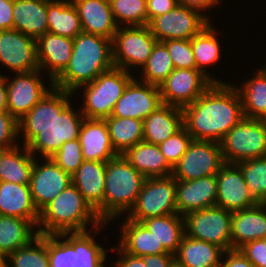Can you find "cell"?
I'll list each match as a JSON object with an SVG mask.
<instances>
[{
  "label": "cell",
  "mask_w": 266,
  "mask_h": 267,
  "mask_svg": "<svg viewBox=\"0 0 266 267\" xmlns=\"http://www.w3.org/2000/svg\"><path fill=\"white\" fill-rule=\"evenodd\" d=\"M146 5L148 25L153 18L171 11L177 5V0H146Z\"/></svg>",
  "instance_id": "cell-50"
},
{
  "label": "cell",
  "mask_w": 266,
  "mask_h": 267,
  "mask_svg": "<svg viewBox=\"0 0 266 267\" xmlns=\"http://www.w3.org/2000/svg\"><path fill=\"white\" fill-rule=\"evenodd\" d=\"M224 252L215 244L184 235L174 259L185 267H220Z\"/></svg>",
  "instance_id": "cell-33"
},
{
  "label": "cell",
  "mask_w": 266,
  "mask_h": 267,
  "mask_svg": "<svg viewBox=\"0 0 266 267\" xmlns=\"http://www.w3.org/2000/svg\"><path fill=\"white\" fill-rule=\"evenodd\" d=\"M106 162L84 160L71 175L72 184L84 200L96 211L104 200Z\"/></svg>",
  "instance_id": "cell-29"
},
{
  "label": "cell",
  "mask_w": 266,
  "mask_h": 267,
  "mask_svg": "<svg viewBox=\"0 0 266 267\" xmlns=\"http://www.w3.org/2000/svg\"><path fill=\"white\" fill-rule=\"evenodd\" d=\"M162 43L167 47L175 68L196 69L190 40L170 39Z\"/></svg>",
  "instance_id": "cell-46"
},
{
  "label": "cell",
  "mask_w": 266,
  "mask_h": 267,
  "mask_svg": "<svg viewBox=\"0 0 266 267\" xmlns=\"http://www.w3.org/2000/svg\"><path fill=\"white\" fill-rule=\"evenodd\" d=\"M109 223H102L93 230L83 232H64L60 235L74 248L75 250V267H107V257L111 247L97 242L95 237L99 235L103 229L107 228ZM93 231V233H92ZM107 260V262H106ZM106 262V264H105Z\"/></svg>",
  "instance_id": "cell-21"
},
{
  "label": "cell",
  "mask_w": 266,
  "mask_h": 267,
  "mask_svg": "<svg viewBox=\"0 0 266 267\" xmlns=\"http://www.w3.org/2000/svg\"><path fill=\"white\" fill-rule=\"evenodd\" d=\"M110 251L118 254L110 267H146L143 257L127 254L117 244L112 246Z\"/></svg>",
  "instance_id": "cell-49"
},
{
  "label": "cell",
  "mask_w": 266,
  "mask_h": 267,
  "mask_svg": "<svg viewBox=\"0 0 266 267\" xmlns=\"http://www.w3.org/2000/svg\"><path fill=\"white\" fill-rule=\"evenodd\" d=\"M169 267H185L182 264L178 263L175 259L172 261Z\"/></svg>",
  "instance_id": "cell-56"
},
{
  "label": "cell",
  "mask_w": 266,
  "mask_h": 267,
  "mask_svg": "<svg viewBox=\"0 0 266 267\" xmlns=\"http://www.w3.org/2000/svg\"><path fill=\"white\" fill-rule=\"evenodd\" d=\"M0 215L20 217L37 227L40 212L33 202L30 186L1 181Z\"/></svg>",
  "instance_id": "cell-26"
},
{
  "label": "cell",
  "mask_w": 266,
  "mask_h": 267,
  "mask_svg": "<svg viewBox=\"0 0 266 267\" xmlns=\"http://www.w3.org/2000/svg\"><path fill=\"white\" fill-rule=\"evenodd\" d=\"M251 77L241 85L237 83L233 86L237 89L241 102L243 115L246 118L266 119V64L259 66L252 71Z\"/></svg>",
  "instance_id": "cell-31"
},
{
  "label": "cell",
  "mask_w": 266,
  "mask_h": 267,
  "mask_svg": "<svg viewBox=\"0 0 266 267\" xmlns=\"http://www.w3.org/2000/svg\"><path fill=\"white\" fill-rule=\"evenodd\" d=\"M219 33L222 32L216 29L214 23L211 22L199 34L192 37L190 41L196 62V69L200 70L213 83H227V81H222L223 79H220L215 76V73L212 74L208 70L212 66L214 68L215 64H220L223 58V46Z\"/></svg>",
  "instance_id": "cell-25"
},
{
  "label": "cell",
  "mask_w": 266,
  "mask_h": 267,
  "mask_svg": "<svg viewBox=\"0 0 266 267\" xmlns=\"http://www.w3.org/2000/svg\"><path fill=\"white\" fill-rule=\"evenodd\" d=\"M182 127V108L162 104L143 120V141L159 145Z\"/></svg>",
  "instance_id": "cell-28"
},
{
  "label": "cell",
  "mask_w": 266,
  "mask_h": 267,
  "mask_svg": "<svg viewBox=\"0 0 266 267\" xmlns=\"http://www.w3.org/2000/svg\"><path fill=\"white\" fill-rule=\"evenodd\" d=\"M118 27L146 26V0H109Z\"/></svg>",
  "instance_id": "cell-41"
},
{
  "label": "cell",
  "mask_w": 266,
  "mask_h": 267,
  "mask_svg": "<svg viewBox=\"0 0 266 267\" xmlns=\"http://www.w3.org/2000/svg\"><path fill=\"white\" fill-rule=\"evenodd\" d=\"M49 265L52 267H75V250L60 235H48Z\"/></svg>",
  "instance_id": "cell-43"
},
{
  "label": "cell",
  "mask_w": 266,
  "mask_h": 267,
  "mask_svg": "<svg viewBox=\"0 0 266 267\" xmlns=\"http://www.w3.org/2000/svg\"><path fill=\"white\" fill-rule=\"evenodd\" d=\"M35 157L25 145L0 152V182L29 185Z\"/></svg>",
  "instance_id": "cell-34"
},
{
  "label": "cell",
  "mask_w": 266,
  "mask_h": 267,
  "mask_svg": "<svg viewBox=\"0 0 266 267\" xmlns=\"http://www.w3.org/2000/svg\"><path fill=\"white\" fill-rule=\"evenodd\" d=\"M105 121L112 147L118 155L143 141V120L110 116Z\"/></svg>",
  "instance_id": "cell-38"
},
{
  "label": "cell",
  "mask_w": 266,
  "mask_h": 267,
  "mask_svg": "<svg viewBox=\"0 0 266 267\" xmlns=\"http://www.w3.org/2000/svg\"><path fill=\"white\" fill-rule=\"evenodd\" d=\"M156 42L148 25L118 27L112 39L114 67L136 75L146 64Z\"/></svg>",
  "instance_id": "cell-8"
},
{
  "label": "cell",
  "mask_w": 266,
  "mask_h": 267,
  "mask_svg": "<svg viewBox=\"0 0 266 267\" xmlns=\"http://www.w3.org/2000/svg\"><path fill=\"white\" fill-rule=\"evenodd\" d=\"M239 250L255 267H266V238L247 242Z\"/></svg>",
  "instance_id": "cell-48"
},
{
  "label": "cell",
  "mask_w": 266,
  "mask_h": 267,
  "mask_svg": "<svg viewBox=\"0 0 266 267\" xmlns=\"http://www.w3.org/2000/svg\"><path fill=\"white\" fill-rule=\"evenodd\" d=\"M123 156L146 178L167 177L173 173V168L165 160L159 146L156 144L139 142L129 148Z\"/></svg>",
  "instance_id": "cell-32"
},
{
  "label": "cell",
  "mask_w": 266,
  "mask_h": 267,
  "mask_svg": "<svg viewBox=\"0 0 266 267\" xmlns=\"http://www.w3.org/2000/svg\"><path fill=\"white\" fill-rule=\"evenodd\" d=\"M38 235L36 227L16 216L0 215V258L27 245Z\"/></svg>",
  "instance_id": "cell-35"
},
{
  "label": "cell",
  "mask_w": 266,
  "mask_h": 267,
  "mask_svg": "<svg viewBox=\"0 0 266 267\" xmlns=\"http://www.w3.org/2000/svg\"><path fill=\"white\" fill-rule=\"evenodd\" d=\"M48 32L74 39L82 32L77 9L71 0H47Z\"/></svg>",
  "instance_id": "cell-37"
},
{
  "label": "cell",
  "mask_w": 266,
  "mask_h": 267,
  "mask_svg": "<svg viewBox=\"0 0 266 267\" xmlns=\"http://www.w3.org/2000/svg\"><path fill=\"white\" fill-rule=\"evenodd\" d=\"M217 177L209 175L189 181H176V208L180 215L216 206Z\"/></svg>",
  "instance_id": "cell-19"
},
{
  "label": "cell",
  "mask_w": 266,
  "mask_h": 267,
  "mask_svg": "<svg viewBox=\"0 0 266 267\" xmlns=\"http://www.w3.org/2000/svg\"><path fill=\"white\" fill-rule=\"evenodd\" d=\"M183 127L193 140L220 142L244 118L237 89L230 83L212 85L182 108Z\"/></svg>",
  "instance_id": "cell-2"
},
{
  "label": "cell",
  "mask_w": 266,
  "mask_h": 267,
  "mask_svg": "<svg viewBox=\"0 0 266 267\" xmlns=\"http://www.w3.org/2000/svg\"><path fill=\"white\" fill-rule=\"evenodd\" d=\"M220 267H255L239 249L224 252Z\"/></svg>",
  "instance_id": "cell-52"
},
{
  "label": "cell",
  "mask_w": 266,
  "mask_h": 267,
  "mask_svg": "<svg viewBox=\"0 0 266 267\" xmlns=\"http://www.w3.org/2000/svg\"><path fill=\"white\" fill-rule=\"evenodd\" d=\"M36 41L39 70L54 80L71 59L73 39L46 32Z\"/></svg>",
  "instance_id": "cell-20"
},
{
  "label": "cell",
  "mask_w": 266,
  "mask_h": 267,
  "mask_svg": "<svg viewBox=\"0 0 266 267\" xmlns=\"http://www.w3.org/2000/svg\"><path fill=\"white\" fill-rule=\"evenodd\" d=\"M0 65L12 73L39 69L36 39L14 29L0 31Z\"/></svg>",
  "instance_id": "cell-15"
},
{
  "label": "cell",
  "mask_w": 266,
  "mask_h": 267,
  "mask_svg": "<svg viewBox=\"0 0 266 267\" xmlns=\"http://www.w3.org/2000/svg\"><path fill=\"white\" fill-rule=\"evenodd\" d=\"M141 223L153 233L158 244L171 254H175L182 238L185 235V223L183 215L178 213L150 217Z\"/></svg>",
  "instance_id": "cell-36"
},
{
  "label": "cell",
  "mask_w": 266,
  "mask_h": 267,
  "mask_svg": "<svg viewBox=\"0 0 266 267\" xmlns=\"http://www.w3.org/2000/svg\"><path fill=\"white\" fill-rule=\"evenodd\" d=\"M176 180L173 176L146 178L126 217L141 222L150 217L176 214Z\"/></svg>",
  "instance_id": "cell-9"
},
{
  "label": "cell",
  "mask_w": 266,
  "mask_h": 267,
  "mask_svg": "<svg viewBox=\"0 0 266 267\" xmlns=\"http://www.w3.org/2000/svg\"><path fill=\"white\" fill-rule=\"evenodd\" d=\"M219 144L224 162L228 164L266 157V122L244 117Z\"/></svg>",
  "instance_id": "cell-7"
},
{
  "label": "cell",
  "mask_w": 266,
  "mask_h": 267,
  "mask_svg": "<svg viewBox=\"0 0 266 267\" xmlns=\"http://www.w3.org/2000/svg\"><path fill=\"white\" fill-rule=\"evenodd\" d=\"M232 212L213 206L185 214V235L232 250L231 244Z\"/></svg>",
  "instance_id": "cell-11"
},
{
  "label": "cell",
  "mask_w": 266,
  "mask_h": 267,
  "mask_svg": "<svg viewBox=\"0 0 266 267\" xmlns=\"http://www.w3.org/2000/svg\"><path fill=\"white\" fill-rule=\"evenodd\" d=\"M0 267H2V259L0 258Z\"/></svg>",
  "instance_id": "cell-57"
},
{
  "label": "cell",
  "mask_w": 266,
  "mask_h": 267,
  "mask_svg": "<svg viewBox=\"0 0 266 267\" xmlns=\"http://www.w3.org/2000/svg\"><path fill=\"white\" fill-rule=\"evenodd\" d=\"M192 140L191 135L182 127L173 136L167 138L158 146L165 160L173 168L187 151Z\"/></svg>",
  "instance_id": "cell-45"
},
{
  "label": "cell",
  "mask_w": 266,
  "mask_h": 267,
  "mask_svg": "<svg viewBox=\"0 0 266 267\" xmlns=\"http://www.w3.org/2000/svg\"><path fill=\"white\" fill-rule=\"evenodd\" d=\"M225 164L218 142L192 140L187 151L173 167L176 181H189L216 175Z\"/></svg>",
  "instance_id": "cell-12"
},
{
  "label": "cell",
  "mask_w": 266,
  "mask_h": 267,
  "mask_svg": "<svg viewBox=\"0 0 266 267\" xmlns=\"http://www.w3.org/2000/svg\"><path fill=\"white\" fill-rule=\"evenodd\" d=\"M19 144L18 121L9 112L0 113V149H10Z\"/></svg>",
  "instance_id": "cell-47"
},
{
  "label": "cell",
  "mask_w": 266,
  "mask_h": 267,
  "mask_svg": "<svg viewBox=\"0 0 266 267\" xmlns=\"http://www.w3.org/2000/svg\"><path fill=\"white\" fill-rule=\"evenodd\" d=\"M73 96V92L53 87L18 121L19 142L34 157L50 158L65 142L79 139L85 117L80 105L72 106Z\"/></svg>",
  "instance_id": "cell-1"
},
{
  "label": "cell",
  "mask_w": 266,
  "mask_h": 267,
  "mask_svg": "<svg viewBox=\"0 0 266 267\" xmlns=\"http://www.w3.org/2000/svg\"><path fill=\"white\" fill-rule=\"evenodd\" d=\"M253 197L266 203V157L254 158L236 164Z\"/></svg>",
  "instance_id": "cell-42"
},
{
  "label": "cell",
  "mask_w": 266,
  "mask_h": 267,
  "mask_svg": "<svg viewBox=\"0 0 266 267\" xmlns=\"http://www.w3.org/2000/svg\"><path fill=\"white\" fill-rule=\"evenodd\" d=\"M102 223L81 192L70 184L40 211L36 229L40 235H51L93 230Z\"/></svg>",
  "instance_id": "cell-4"
},
{
  "label": "cell",
  "mask_w": 266,
  "mask_h": 267,
  "mask_svg": "<svg viewBox=\"0 0 266 267\" xmlns=\"http://www.w3.org/2000/svg\"><path fill=\"white\" fill-rule=\"evenodd\" d=\"M77 9L82 32L113 39L118 29L109 0H71Z\"/></svg>",
  "instance_id": "cell-22"
},
{
  "label": "cell",
  "mask_w": 266,
  "mask_h": 267,
  "mask_svg": "<svg viewBox=\"0 0 266 267\" xmlns=\"http://www.w3.org/2000/svg\"><path fill=\"white\" fill-rule=\"evenodd\" d=\"M4 76L7 85V109L17 121L21 120L54 87L53 80L39 69L15 73L13 77L9 76L10 78L8 75Z\"/></svg>",
  "instance_id": "cell-10"
},
{
  "label": "cell",
  "mask_w": 266,
  "mask_h": 267,
  "mask_svg": "<svg viewBox=\"0 0 266 267\" xmlns=\"http://www.w3.org/2000/svg\"><path fill=\"white\" fill-rule=\"evenodd\" d=\"M145 180L146 177L138 172L123 155L107 161L104 200L95 211L98 218L110 225L117 218L122 221V216L127 215L134 206Z\"/></svg>",
  "instance_id": "cell-5"
},
{
  "label": "cell",
  "mask_w": 266,
  "mask_h": 267,
  "mask_svg": "<svg viewBox=\"0 0 266 267\" xmlns=\"http://www.w3.org/2000/svg\"><path fill=\"white\" fill-rule=\"evenodd\" d=\"M79 141L84 160L107 162L118 156L112 147L105 119L84 118Z\"/></svg>",
  "instance_id": "cell-24"
},
{
  "label": "cell",
  "mask_w": 266,
  "mask_h": 267,
  "mask_svg": "<svg viewBox=\"0 0 266 267\" xmlns=\"http://www.w3.org/2000/svg\"><path fill=\"white\" fill-rule=\"evenodd\" d=\"M212 83L198 69L175 68L158 88L162 104L183 108L198 99Z\"/></svg>",
  "instance_id": "cell-14"
},
{
  "label": "cell",
  "mask_w": 266,
  "mask_h": 267,
  "mask_svg": "<svg viewBox=\"0 0 266 267\" xmlns=\"http://www.w3.org/2000/svg\"><path fill=\"white\" fill-rule=\"evenodd\" d=\"M117 227H120L117 245L125 253L141 257L168 253L141 222L133 221L125 216Z\"/></svg>",
  "instance_id": "cell-27"
},
{
  "label": "cell",
  "mask_w": 266,
  "mask_h": 267,
  "mask_svg": "<svg viewBox=\"0 0 266 267\" xmlns=\"http://www.w3.org/2000/svg\"><path fill=\"white\" fill-rule=\"evenodd\" d=\"M13 0H0V31L13 29Z\"/></svg>",
  "instance_id": "cell-53"
},
{
  "label": "cell",
  "mask_w": 266,
  "mask_h": 267,
  "mask_svg": "<svg viewBox=\"0 0 266 267\" xmlns=\"http://www.w3.org/2000/svg\"><path fill=\"white\" fill-rule=\"evenodd\" d=\"M135 74L121 68L112 69L101 73L93 82L81 85L74 92L83 93L79 109L87 119H105L110 117L117 100L122 96L128 83Z\"/></svg>",
  "instance_id": "cell-6"
},
{
  "label": "cell",
  "mask_w": 266,
  "mask_h": 267,
  "mask_svg": "<svg viewBox=\"0 0 266 267\" xmlns=\"http://www.w3.org/2000/svg\"><path fill=\"white\" fill-rule=\"evenodd\" d=\"M221 2H223V0H177L178 5H182L187 8H191L201 12L211 22H214L212 20L213 18L210 16L211 14L210 13L208 14L207 12H210L209 10L212 8L217 9L216 6H221L222 4Z\"/></svg>",
  "instance_id": "cell-51"
},
{
  "label": "cell",
  "mask_w": 266,
  "mask_h": 267,
  "mask_svg": "<svg viewBox=\"0 0 266 267\" xmlns=\"http://www.w3.org/2000/svg\"><path fill=\"white\" fill-rule=\"evenodd\" d=\"M64 172L74 174L83 163L82 147L79 139L67 141L50 157Z\"/></svg>",
  "instance_id": "cell-44"
},
{
  "label": "cell",
  "mask_w": 266,
  "mask_h": 267,
  "mask_svg": "<svg viewBox=\"0 0 266 267\" xmlns=\"http://www.w3.org/2000/svg\"><path fill=\"white\" fill-rule=\"evenodd\" d=\"M160 105L162 100L158 86L134 77L117 100L111 116L144 120Z\"/></svg>",
  "instance_id": "cell-17"
},
{
  "label": "cell",
  "mask_w": 266,
  "mask_h": 267,
  "mask_svg": "<svg viewBox=\"0 0 266 267\" xmlns=\"http://www.w3.org/2000/svg\"><path fill=\"white\" fill-rule=\"evenodd\" d=\"M114 67L112 40L81 32L73 39L72 56L66 68L53 80L54 88L74 92Z\"/></svg>",
  "instance_id": "cell-3"
},
{
  "label": "cell",
  "mask_w": 266,
  "mask_h": 267,
  "mask_svg": "<svg viewBox=\"0 0 266 267\" xmlns=\"http://www.w3.org/2000/svg\"><path fill=\"white\" fill-rule=\"evenodd\" d=\"M70 184L71 175L64 172L51 158L35 157L29 186L39 212Z\"/></svg>",
  "instance_id": "cell-16"
},
{
  "label": "cell",
  "mask_w": 266,
  "mask_h": 267,
  "mask_svg": "<svg viewBox=\"0 0 266 267\" xmlns=\"http://www.w3.org/2000/svg\"><path fill=\"white\" fill-rule=\"evenodd\" d=\"M266 238V203L232 212L231 244L239 249L245 243Z\"/></svg>",
  "instance_id": "cell-23"
},
{
  "label": "cell",
  "mask_w": 266,
  "mask_h": 267,
  "mask_svg": "<svg viewBox=\"0 0 266 267\" xmlns=\"http://www.w3.org/2000/svg\"><path fill=\"white\" fill-rule=\"evenodd\" d=\"M174 69L167 47L157 41L146 64L135 77L141 82L159 86Z\"/></svg>",
  "instance_id": "cell-40"
},
{
  "label": "cell",
  "mask_w": 266,
  "mask_h": 267,
  "mask_svg": "<svg viewBox=\"0 0 266 267\" xmlns=\"http://www.w3.org/2000/svg\"><path fill=\"white\" fill-rule=\"evenodd\" d=\"M211 21L201 12L176 5L171 11L153 18L148 27L159 42L170 39L191 40Z\"/></svg>",
  "instance_id": "cell-13"
},
{
  "label": "cell",
  "mask_w": 266,
  "mask_h": 267,
  "mask_svg": "<svg viewBox=\"0 0 266 267\" xmlns=\"http://www.w3.org/2000/svg\"><path fill=\"white\" fill-rule=\"evenodd\" d=\"M146 267H169L174 260L171 253L142 256Z\"/></svg>",
  "instance_id": "cell-54"
},
{
  "label": "cell",
  "mask_w": 266,
  "mask_h": 267,
  "mask_svg": "<svg viewBox=\"0 0 266 267\" xmlns=\"http://www.w3.org/2000/svg\"><path fill=\"white\" fill-rule=\"evenodd\" d=\"M13 29L36 40L48 32L47 0H13Z\"/></svg>",
  "instance_id": "cell-30"
},
{
  "label": "cell",
  "mask_w": 266,
  "mask_h": 267,
  "mask_svg": "<svg viewBox=\"0 0 266 267\" xmlns=\"http://www.w3.org/2000/svg\"><path fill=\"white\" fill-rule=\"evenodd\" d=\"M48 265V235L40 234L2 260V267H48Z\"/></svg>",
  "instance_id": "cell-39"
},
{
  "label": "cell",
  "mask_w": 266,
  "mask_h": 267,
  "mask_svg": "<svg viewBox=\"0 0 266 267\" xmlns=\"http://www.w3.org/2000/svg\"><path fill=\"white\" fill-rule=\"evenodd\" d=\"M8 112L7 109V85L6 78L0 75V113Z\"/></svg>",
  "instance_id": "cell-55"
},
{
  "label": "cell",
  "mask_w": 266,
  "mask_h": 267,
  "mask_svg": "<svg viewBox=\"0 0 266 267\" xmlns=\"http://www.w3.org/2000/svg\"><path fill=\"white\" fill-rule=\"evenodd\" d=\"M216 177L217 207L235 212L259 203L248 189L243 174L236 164L225 163Z\"/></svg>",
  "instance_id": "cell-18"
}]
</instances>
